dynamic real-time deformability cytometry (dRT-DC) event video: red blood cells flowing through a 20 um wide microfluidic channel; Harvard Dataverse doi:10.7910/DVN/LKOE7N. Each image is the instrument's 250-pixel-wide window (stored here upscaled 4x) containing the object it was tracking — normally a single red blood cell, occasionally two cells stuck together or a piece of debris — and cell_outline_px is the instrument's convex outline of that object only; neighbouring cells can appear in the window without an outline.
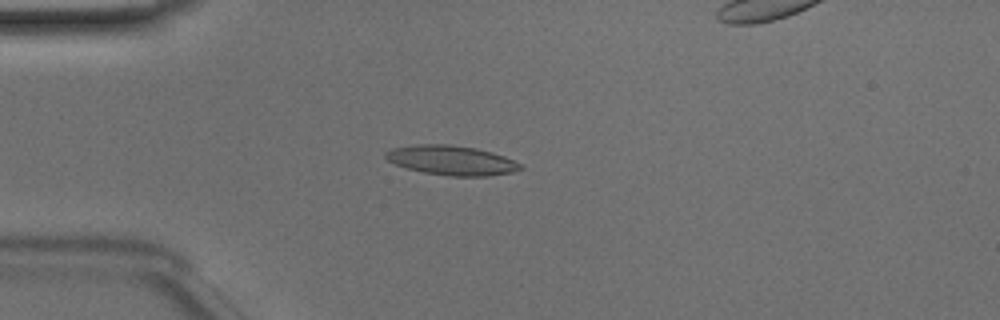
{"species": "Egyptian fruit bat (a non-hibernating species)", "species_latin": "Rousettus aegyptiacus", "temperature_condition": "room temperature", "stored_images_in_passage": 47, "camera_frame_rate_fps": 3000, "um_per_image_px": 0.085, "animal": {"sex": "male"}, "frame": {"image": 1, "passage_image": 10, "time_ms": 3.0, "image_size_px": [1000, 320], "cell_outline_px": [[524, 168], [512, 172], [488, 176], [448, 176], [424, 172], [408, 168], [396, 164], [388, 160], [384, 156], [384, 152], [392, 148], [416, 144], [448, 144], [476, 148], [492, 152], [504, 156], [524, 164]], "centroid_in_image_um": [38.41, 13.62], "position_along_channel_um": 46.6, "area_um2": 23.29}}
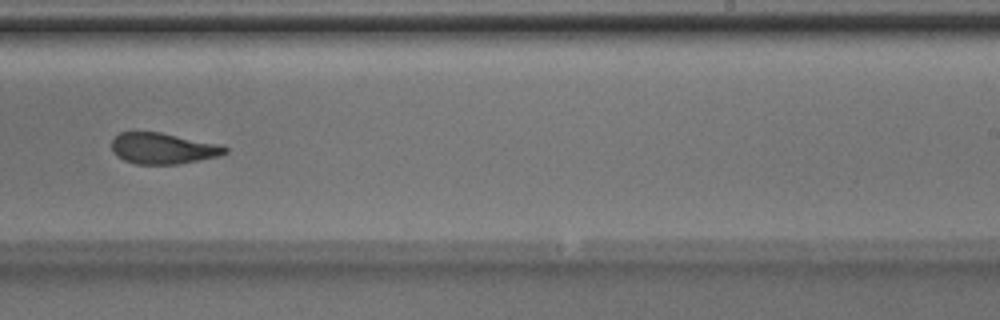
{"frame": {"image": 2, "passage_image": 28, "time_ms": 9.0, "image_size_px": [1000, 320], "cell_outline_px": [[228, 152], [220, 156], [176, 164], [136, 164], [124, 160], [116, 156], [112, 152], [112, 140], [120, 132], [160, 132], [224, 144], [228, 148]], "centroid_in_image_um": [13.89, 12.61], "position_along_channel_um": 275.1, "area_um2": 20.75}}
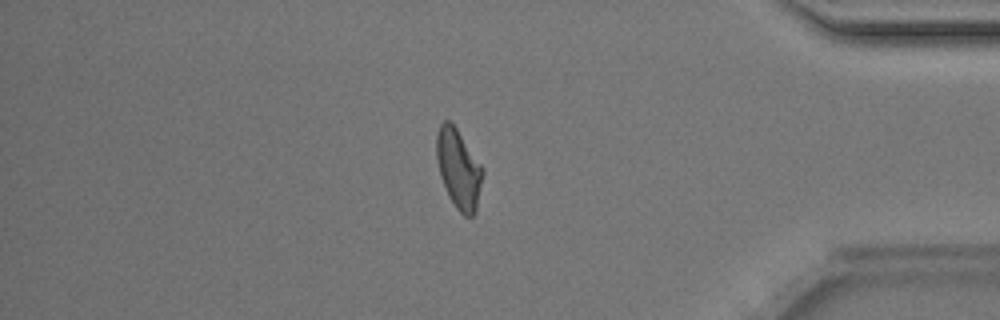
{"frame": {"image": 3, "passage_image": 39, "time_ms": 12.667, "image_size_px": [1000, 320], "cell_outline_px": [[484, 172], [476, 212], [472, 216], [464, 216], [456, 208], [440, 176], [436, 156], [436, 136], [440, 124], [444, 120], [452, 120], [484, 168]], "centroid_in_image_um": [39.0, 14.3], "position_along_channel_um": 396.2, "area_um2": 21.5}, "authors_computed_cell_mechanics": {"area_um2": 21.964, "velocity_mm_per_s": 4.1097, "shape_relaxation_time_tau1_ms": 3.2445, "shape_relaxation_time_tau2_ms": 2.5236, "deformation_change_tau1": 0.1422, "deformation_change_tau2": 0.1073}}